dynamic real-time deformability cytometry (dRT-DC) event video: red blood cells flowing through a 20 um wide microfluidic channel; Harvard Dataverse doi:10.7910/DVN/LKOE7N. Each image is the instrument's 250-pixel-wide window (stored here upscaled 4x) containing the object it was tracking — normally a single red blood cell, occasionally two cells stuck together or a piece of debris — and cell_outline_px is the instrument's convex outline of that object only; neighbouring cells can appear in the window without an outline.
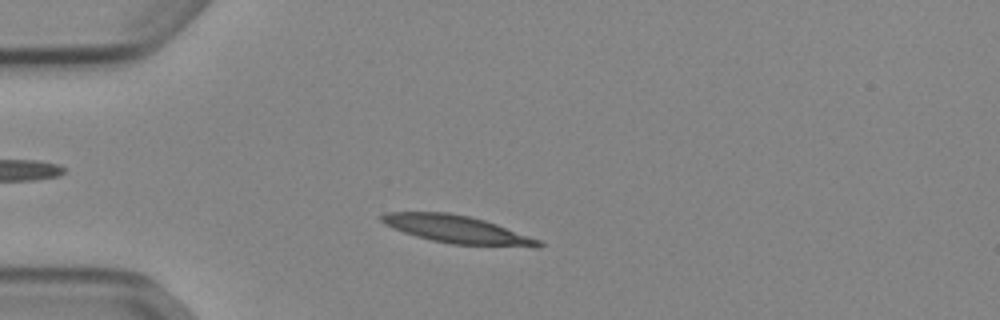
{"species": "Egyptian fruit bat (a non-hibernating species)", "species_latin": "Rousettus aegyptiacus", "temperature_condition": "cold", "stored_images_in_passage": 41, "camera_frame_rate_fps": 3000, "um_per_image_px": 0.085, "animal": {"sex": "female"}, "frame": {"image": 1, "passage_image": 2, "time_ms": 0.333, "image_size_px": [1000, 320], "cell_outline_px": [[544, 244], [540, 248], [536, 248], [452, 244], [432, 240], [416, 236], [392, 228], [384, 224], [380, 220], [380, 216], [384, 212], [448, 212], [468, 216], [484, 220], [496, 224], [540, 240]], "centroid_in_image_um": [38.87, 19.51], "position_along_channel_um": 46.1, "area_um2": 25.43}}
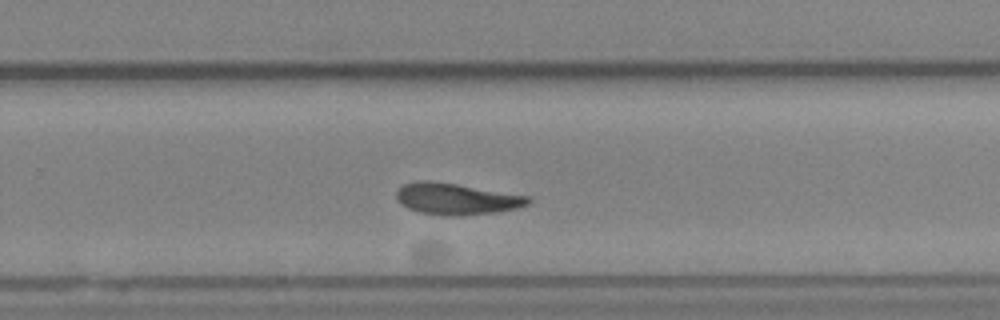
{"frame": {"image": 2, "passage_image": 23, "time_ms": 7.333, "image_size_px": [1000, 320], "cell_outline_px": [[532, 200], [528, 204], [516, 208], [496, 212], [456, 216], [444, 216], [416, 212], [400, 204], [396, 196], [396, 192], [404, 184], [416, 180], [428, 180], [456, 184], [528, 196]], "centroid_in_image_um": [38.74, 16.91], "position_along_channel_um": 291.1, "area_um2": 24.1}}
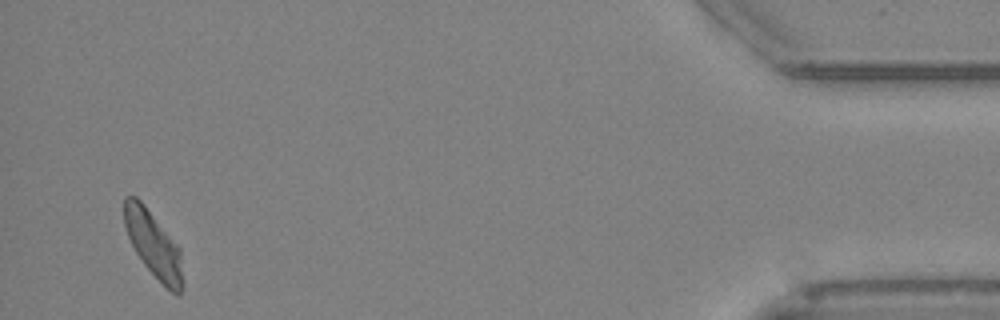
{"frame": {"image": 3, "passage_image": 39, "time_ms": 12.667, "image_size_px": [1000, 320], "cell_outline_px": [[184, 284], [180, 296], [176, 296], [144, 264], [136, 252], [128, 236], [124, 224], [124, 196], [136, 196], [144, 204], [180, 248]], "centroid_in_image_um": [13.06, 20.78], "position_along_channel_um": 422.1, "area_um2": 22.31}, "authors_computed_cell_mechanics": {"area_um2": 23.7558, "velocity_mm_per_s": 3.8244, "shape_relaxation_time_tau1_ms": null, "shape_relaxation_time_tau2_ms": 5.8758, "deformation_change_tau1": null, "deformation_change_tau2": 0.128}}